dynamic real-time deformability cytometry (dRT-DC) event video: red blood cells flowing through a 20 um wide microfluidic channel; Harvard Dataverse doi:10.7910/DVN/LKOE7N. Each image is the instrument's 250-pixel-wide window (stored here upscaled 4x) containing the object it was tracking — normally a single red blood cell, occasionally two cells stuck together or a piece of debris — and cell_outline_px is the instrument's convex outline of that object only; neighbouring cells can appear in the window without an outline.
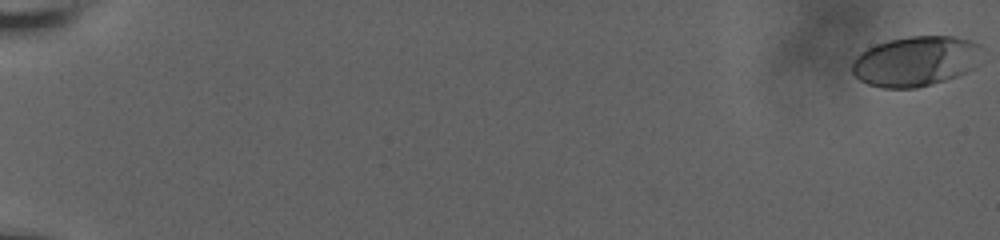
{"species": "human", "species_latin": "Homo sapiens", "temperature_condition": "room temperature", "stored_images_in_passage": 19, "camera_frame_rate_fps": 3000, "um_per_image_px": 0.085, "donor": {"sex": "male"}, "frame": {"image": 1, "passage_image": 1, "time_ms": 0.0, "image_size_px": [1000, 240], "cell_outline_px": [[984, 48], [976, 68], [956, 76], [932, 84], [916, 88], [884, 88], [868, 84], [860, 80], [852, 72], [852, 60], [860, 52], [876, 44], [888, 40], [912, 36], [952, 36], [968, 40], [980, 44]], "centroid_in_image_um": [77.86, 5.2], "position_along_channel_um": 7.1, "area_um2": 38.21}}